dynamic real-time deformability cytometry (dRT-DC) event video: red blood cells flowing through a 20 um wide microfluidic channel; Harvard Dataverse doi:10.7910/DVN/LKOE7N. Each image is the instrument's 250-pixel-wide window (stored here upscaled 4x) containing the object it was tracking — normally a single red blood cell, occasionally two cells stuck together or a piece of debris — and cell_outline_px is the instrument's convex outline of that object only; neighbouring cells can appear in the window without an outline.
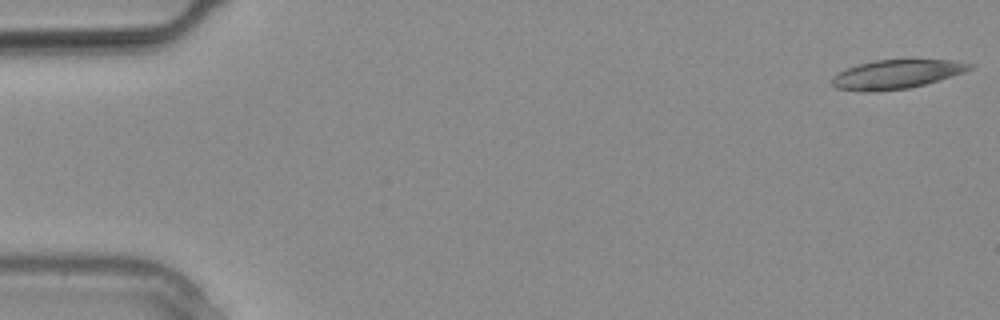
{"species": "common noctule bat (a hibernating species)", "species_latin": "Nyctalus noctula", "temperature_condition": "warm", "stored_images_in_passage": 11, "camera_frame_rate_fps": 3000, "um_per_image_px": 0.085, "animal": {"sex": "male", "body_mass_g": 20.4}, "frame": {"image": 1, "passage_image": 1, "time_ms": 0.0, "image_size_px": [1000, 320], "cell_outline_px": [[976, 64], [972, 68], [964, 72], [952, 76], [924, 84], [908, 88], [876, 92], [864, 92], [836, 88], [828, 80], [836, 72], [860, 64], [876, 60], [952, 60]], "centroid_in_image_um": [76.15, 6.32], "position_along_channel_um": 8.8, "area_um2": 23.29}}
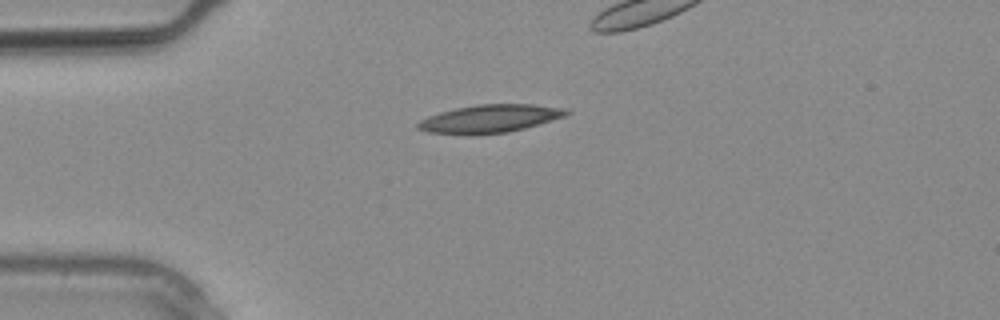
{"frame": {"image": 2, "passage_image": 7, "time_ms": 2.0, "image_size_px": [1000, 320], "cell_outline_px": [[572, 112], [564, 116], [524, 128], [508, 132], [472, 136], [464, 136], [428, 132], [416, 128], [416, 124], [420, 120], [428, 116], [440, 112], [456, 108], [476, 104], [532, 104], [568, 108]], "centroid_in_image_um": [41.6, 10.1], "position_along_channel_um": 43.4, "area_um2": 24.62}}